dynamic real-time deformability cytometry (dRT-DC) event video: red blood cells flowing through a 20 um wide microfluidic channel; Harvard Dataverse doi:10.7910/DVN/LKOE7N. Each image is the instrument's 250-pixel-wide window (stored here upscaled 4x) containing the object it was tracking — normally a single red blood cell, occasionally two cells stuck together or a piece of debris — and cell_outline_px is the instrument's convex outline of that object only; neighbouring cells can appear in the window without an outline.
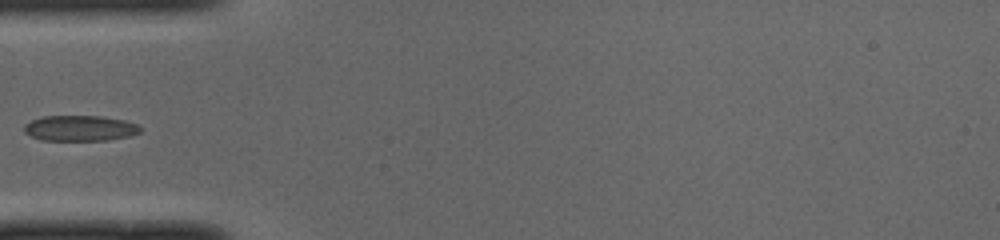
{"species": "common noctule bat (a hibernating species)", "species_latin": "Nyctalus noctula", "temperature_condition": "cold", "stored_images_in_passage": 35, "camera_frame_rate_fps": 3000, "um_per_image_px": 0.085, "animal": {"sex": "male", "body_mass_g": 19.0, "forearm_length_mm": 50.8}, "frame": {"image": 1, "passage_image": 1, "time_ms": 0.0, "image_size_px": [1000, 240], "cell_outline_px": [[144, 128], [140, 132], [128, 136], [108, 140], [40, 140], [24, 132], [24, 124], [32, 120], [44, 116], [100, 116], [124, 120], [136, 124]], "centroid_in_image_um": [6.8, 10.9], "position_along_channel_um": 78.2, "area_um2": 17.28}}
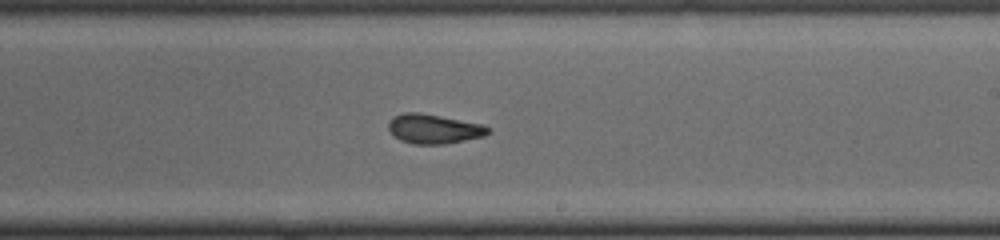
{"frame": {"image": 2, "passage_image": 14, "time_ms": 4.333, "image_size_px": [1000, 240], "cell_outline_px": [[492, 132], [484, 136], [444, 144], [412, 144], [400, 140], [388, 128], [388, 120], [392, 116], [404, 112], [420, 112], [480, 124], [492, 128]], "centroid_in_image_um": [36.86, 10.95], "position_along_channel_um": 252.1, "area_um2": 17.11}}
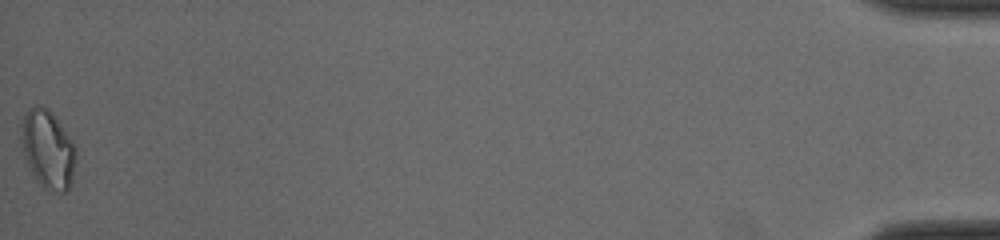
{"frame": {"image": 3, "passage_image": 35, "time_ms": 11.333, "image_size_px": [1000, 240], "cell_outline_px": [[76, 152], [72, 180], [68, 192], [48, 192], [36, 180], [24, 156], [20, 140], [20, 136], [24, 116], [28, 108], [44, 104], [60, 124], [76, 148]], "centroid_in_image_um": [4.06, 12.72], "position_along_channel_um": 431.1, "area_um2": 24.85}}